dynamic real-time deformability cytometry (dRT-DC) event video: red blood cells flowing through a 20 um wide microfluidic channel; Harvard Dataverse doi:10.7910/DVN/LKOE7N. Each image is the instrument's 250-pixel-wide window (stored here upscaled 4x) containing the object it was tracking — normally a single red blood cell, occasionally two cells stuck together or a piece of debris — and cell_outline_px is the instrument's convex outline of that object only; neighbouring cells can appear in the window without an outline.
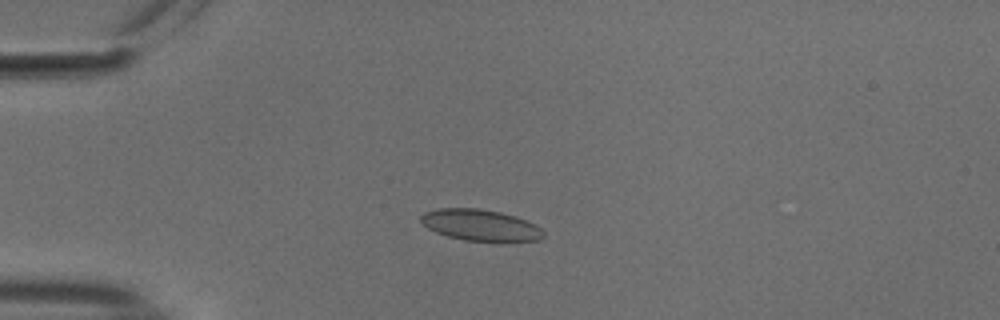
{"species": "common noctule bat (a hibernating species)", "species_latin": "Nyctalus noctula", "temperature_condition": "cold", "stored_images_in_passage": 54, "camera_frame_rate_fps": 3000, "um_per_image_px": 0.085, "animal": {"sex": "male", "body_mass_g": 18.8}, "frame": {"image": 1, "passage_image": 14, "time_ms": 4.333, "image_size_px": [1000, 320], "cell_outline_px": [[544, 236], [540, 240], [500, 244], [464, 240], [448, 236], [436, 232], [428, 228], [420, 220], [420, 216], [424, 212], [440, 208], [476, 208], [500, 212], [516, 216], [536, 224], [544, 232]], "centroid_in_image_um": [40.91, 19.18], "position_along_channel_um": 44.1, "area_um2": 23.12}}
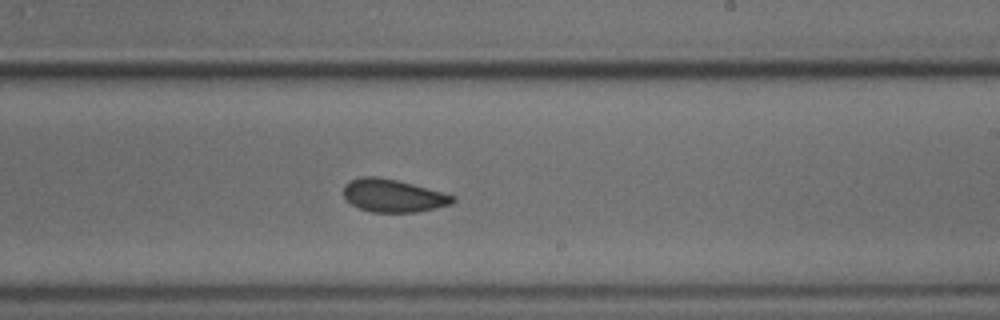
{"frame": {"image": 2, "passage_image": 33, "time_ms": 10.667, "image_size_px": [1000, 320], "cell_outline_px": [[456, 200], [452, 204], [416, 212], [372, 212], [360, 208], [352, 204], [344, 196], [344, 184], [360, 176], [376, 176], [396, 180], [444, 192], [456, 196]], "centroid_in_image_um": [33.44, 16.62], "position_along_channel_um": 255.6, "area_um2": 20.81}}
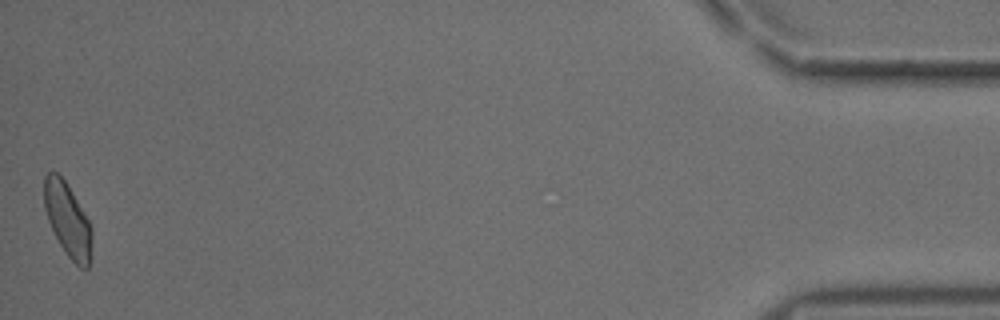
{"frame": {"image": 3, "passage_image": 54, "time_ms": 17.667, "image_size_px": [1000, 320], "cell_outline_px": [[92, 236], [88, 268], [80, 268], [64, 252], [48, 220], [44, 208], [44, 176], [48, 172], [56, 172], [64, 180], [72, 192], [88, 220], [92, 228]], "centroid_in_image_um": [5.74, 18.68], "position_along_channel_um": 429.5, "area_um2": 20.11}, "authors_computed_cell_mechanics": {"area_um2": 21.1548, "velocity_mm_per_s": 3.7335, "shape_relaxation_time_tau1_ms": 5.0165, "shape_relaxation_time_tau2_ms": 1.9047, "deformation_change_tau1": 0.1154, "deformation_change_tau2": 0.0679}}